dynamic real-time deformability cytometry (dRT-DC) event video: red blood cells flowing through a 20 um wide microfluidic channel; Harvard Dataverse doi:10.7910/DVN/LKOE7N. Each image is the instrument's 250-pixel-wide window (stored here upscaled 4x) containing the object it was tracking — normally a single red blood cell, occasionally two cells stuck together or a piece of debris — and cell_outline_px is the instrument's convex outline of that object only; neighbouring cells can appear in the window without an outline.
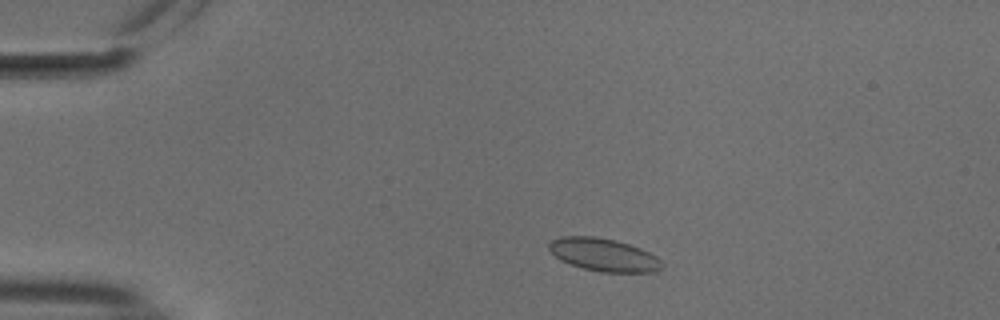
{"species": "common noctule bat (a hibernating species)", "species_latin": "Nyctalus noctula", "temperature_condition": "cold", "stored_images_in_passage": 50, "camera_frame_rate_fps": 3000, "um_per_image_px": 0.085, "animal": {"sex": "male", "body_mass_g": 18.8}, "frame": {"image": 1, "passage_image": 7, "time_ms": 2.0, "image_size_px": [1000, 320], "cell_outline_px": [[664, 268], [656, 272], [600, 272], [584, 268], [560, 260], [548, 248], [548, 244], [552, 240], [560, 236], [596, 236], [616, 240], [640, 248], [656, 256], [664, 264]], "centroid_in_image_um": [51.34, 21.65], "position_along_channel_um": 33.7, "area_um2": 21.68}}
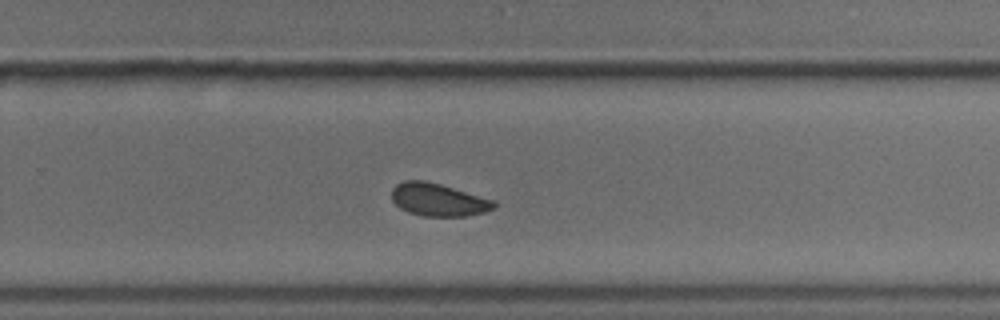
{"frame": {"image": 2, "passage_image": 32, "time_ms": 10.333, "image_size_px": [1000, 320], "cell_outline_px": [[496, 208], [484, 212], [464, 216], [424, 216], [408, 212], [400, 208], [392, 200], [392, 188], [396, 184], [404, 180], [424, 180], [440, 184], [496, 200]], "centroid_in_image_um": [37.26, 16.97], "position_along_channel_um": 292.5, "area_um2": 19.59}}
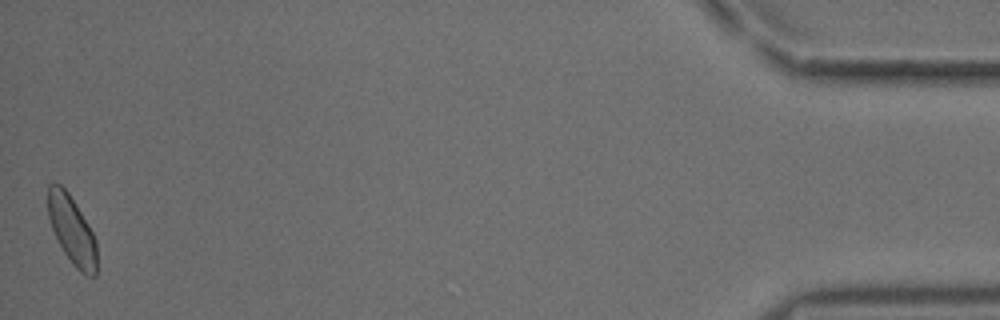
{"frame": {"image": 3, "passage_image": 50, "time_ms": 16.333, "image_size_px": [1000, 320], "cell_outline_px": [[96, 276], [88, 276], [80, 272], [72, 264], [64, 252], [52, 228], [48, 216], [48, 184], [60, 184], [68, 192], [76, 204], [88, 224], [96, 240]], "centroid_in_image_um": [6.12, 19.57], "position_along_channel_um": 429.1, "area_um2": 19.19}, "authors_computed_cell_mechanics": {"area_um2": 19.9988, "velocity_mm_per_s": 3.7152, "shape_relaxation_time_tau1_ms": 2.1562, "shape_relaxation_time_tau2_ms": 2.7974, "deformation_change_tau1": 0.0585, "deformation_change_tau2": 0.0632}}